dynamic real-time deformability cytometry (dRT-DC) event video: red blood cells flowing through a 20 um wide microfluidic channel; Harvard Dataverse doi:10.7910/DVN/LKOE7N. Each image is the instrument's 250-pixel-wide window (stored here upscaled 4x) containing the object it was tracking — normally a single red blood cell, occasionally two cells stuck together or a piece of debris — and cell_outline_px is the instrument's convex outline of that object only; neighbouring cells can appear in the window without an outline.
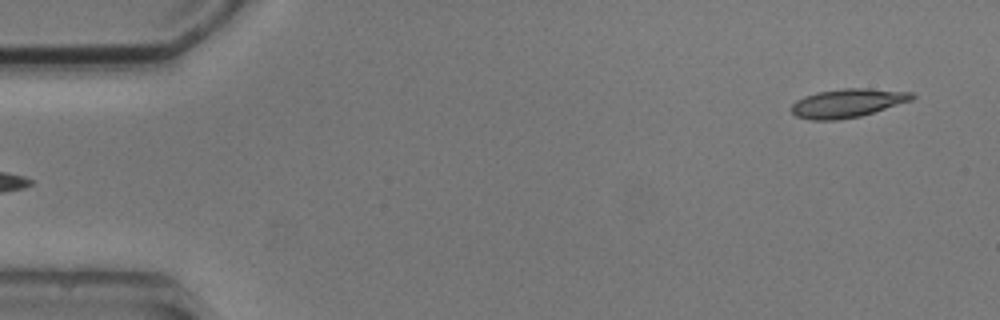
{"species": "common noctule bat (a hibernating species)", "species_latin": "Nyctalus noctula", "temperature_condition": "cold", "stored_images_in_passage": 3, "segment_of_instrument_passage": [2, 2], "camera_frame_rate_fps": 3000, "um_per_image_px": 0.085, "animal": {"sex": "male", "body_mass_g": 20.5, "forearm_length_mm": 52.5}, "frame": {"image": 1, "passage_image": 3, "time_ms": 2.333, "image_size_px": [1000, 320], "cell_outline_px": [[916, 96], [912, 100], [860, 116], [836, 120], [812, 120], [796, 116], [792, 112], [792, 104], [796, 100], [804, 96], [816, 92], [844, 88], [868, 88], [912, 92]], "centroid_in_image_um": [72.03, 8.75], "position_along_channel_um": 13.0, "area_um2": 20.06}}